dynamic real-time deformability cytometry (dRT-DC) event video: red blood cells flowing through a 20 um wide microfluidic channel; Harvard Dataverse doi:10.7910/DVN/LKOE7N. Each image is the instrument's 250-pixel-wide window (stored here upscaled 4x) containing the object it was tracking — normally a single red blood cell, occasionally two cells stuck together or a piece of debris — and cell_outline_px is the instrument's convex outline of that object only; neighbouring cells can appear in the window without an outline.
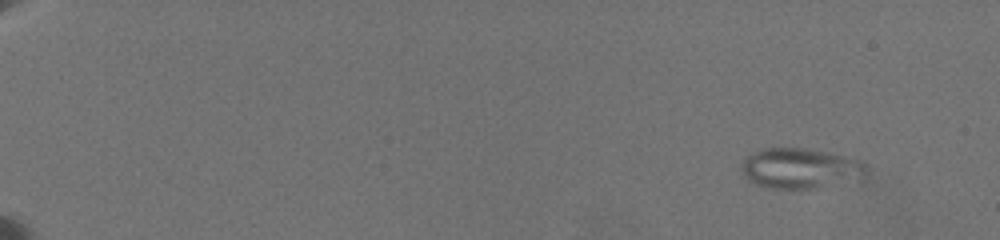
{"species": "common noctule bat (a hibernating species)", "species_latin": "Nyctalus noctula", "temperature_condition": "warm", "stored_images_in_passage": 21, "camera_frame_rate_fps": 3000, "um_per_image_px": 0.085, "animal": {"sex": "female", "body_mass_g": 19.5, "forearm_length_mm": 54.1}, "frame": {"image": 1, "passage_image": 3, "time_ms": 1.667, "image_size_px": [1000, 240], "cell_outline_px": [[868, 176], [864, 180], [812, 188], [772, 188], [756, 184], [748, 180], [744, 176], [740, 168], [744, 160], [748, 156], [764, 148], [804, 148], [828, 152], [860, 160], [868, 164]], "centroid_in_image_um": [68.13, 14.32], "position_along_channel_um": 16.9, "area_um2": 29.65}}
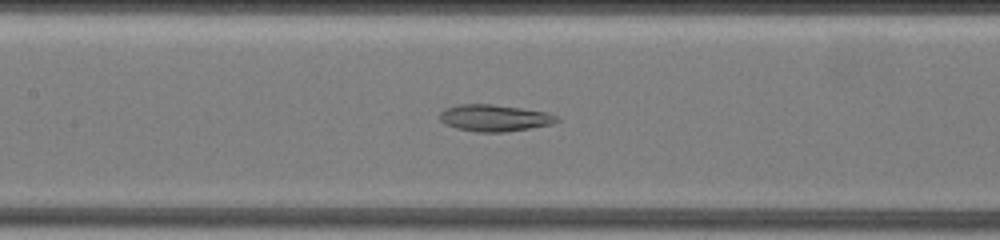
{"frame": {"image": 2, "passage_image": 16, "time_ms": 11.0, "image_size_px": [1000, 240], "cell_outline_px": [[560, 120], [552, 124], [504, 132], [476, 132], [456, 128], [444, 124], [440, 120], [440, 112], [444, 108], [460, 104], [492, 104], [548, 112], [556, 116]], "centroid_in_image_um": [42.0, 10.02], "position_along_channel_um": 165.4, "area_um2": 18.21}}
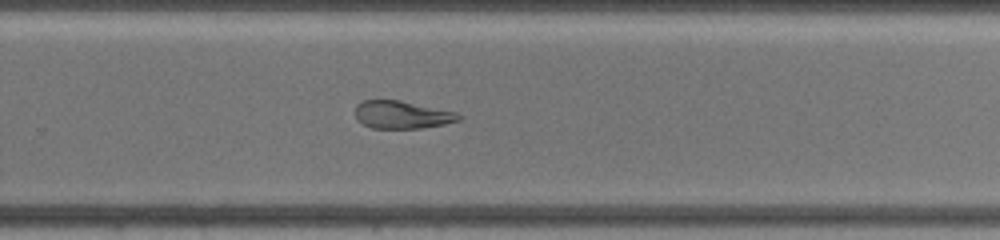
{"frame": {"image": 3, "passage_image": 21, "time_ms": 14.667, "image_size_px": [1000, 240], "cell_outline_px": [[460, 120], [444, 124], [420, 128], [372, 128], [356, 120], [356, 104], [364, 100], [400, 100], [456, 112], [460, 116]], "centroid_in_image_um": [34.14, 9.75], "position_along_channel_um": 295.7, "area_um2": 16.59}}